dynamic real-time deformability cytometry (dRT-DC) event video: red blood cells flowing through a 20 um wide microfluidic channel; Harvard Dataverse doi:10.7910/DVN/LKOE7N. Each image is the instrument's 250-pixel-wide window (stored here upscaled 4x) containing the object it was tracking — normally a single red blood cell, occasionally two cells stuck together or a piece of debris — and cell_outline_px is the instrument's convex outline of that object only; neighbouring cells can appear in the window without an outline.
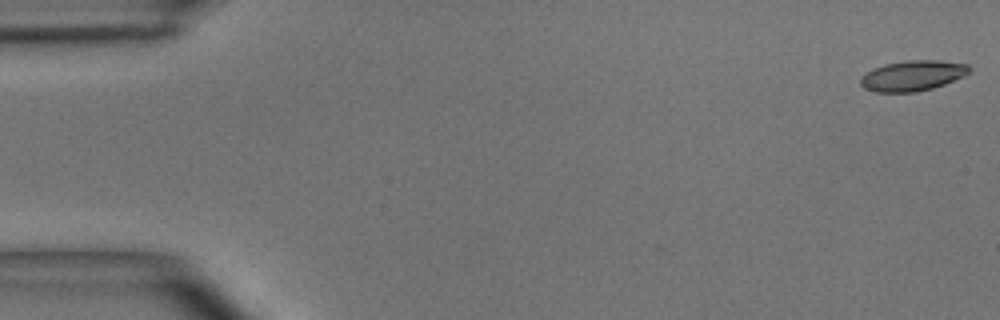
{"species": "common noctule bat (a hibernating species)", "species_latin": "Nyctalus noctula", "temperature_condition": "room temperature", "stored_images_in_passage": 50, "camera_frame_rate_fps": 3000, "um_per_image_px": 0.085, "animal": {"sex": "male", "body_mass_g": 15.6}, "frame": {"image": 1, "passage_image": 1, "time_ms": 0.0, "image_size_px": [1000, 320], "cell_outline_px": [[972, 68], [964, 76], [944, 84], [932, 88], [916, 92], [876, 92], [864, 88], [860, 84], [860, 80], [872, 68], [884, 64], [908, 60], [936, 60], [968, 64]], "centroid_in_image_um": [77.58, 6.43], "position_along_channel_um": 7.4, "area_um2": 19.19}}
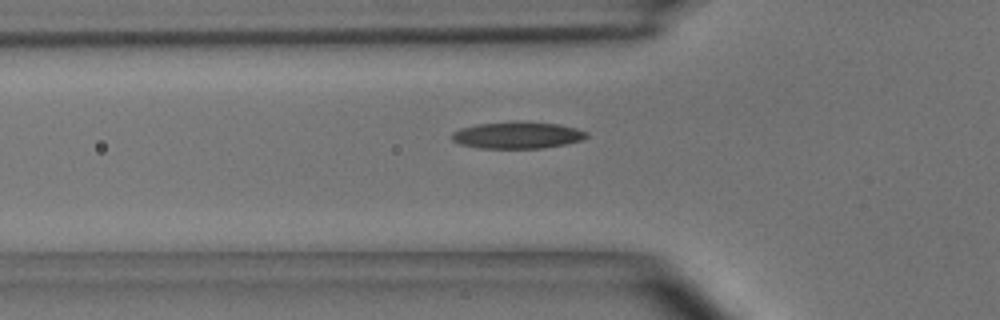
{"frame": {"image": 2, "passage_image": 17, "time_ms": 5.333, "image_size_px": [1000, 320], "cell_outline_px": [[588, 136], [584, 140], [544, 148], [480, 148], [460, 144], [452, 140], [452, 132], [460, 128], [476, 124], [512, 120], [560, 124], [576, 128], [588, 132]], "centroid_in_image_um": [43.98, 11.47], "position_along_channel_um": 81.8, "area_um2": 21.39}}
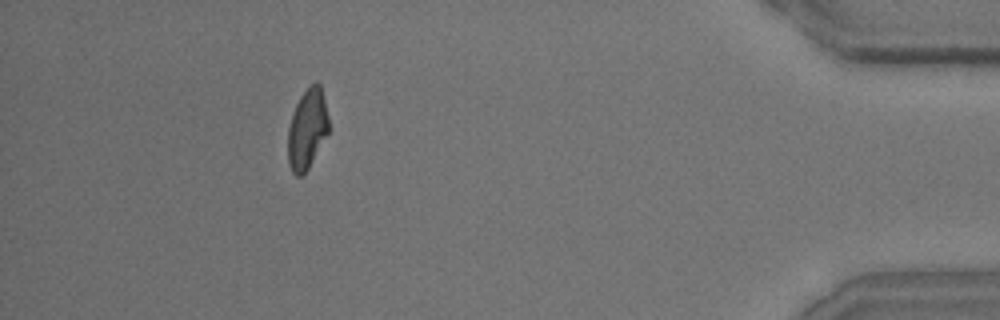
{"frame": {"image": 3, "passage_image": 46, "time_ms": 15.0, "image_size_px": [1000, 320], "cell_outline_px": [[328, 132], [308, 168], [300, 176], [296, 176], [292, 172], [288, 164], [288, 128], [296, 104], [300, 96], [312, 84], [320, 84], [328, 116]], "centroid_in_image_um": [26.09, 10.99], "position_along_channel_um": 409.1, "area_um2": 18.55}, "authors_computed_cell_mechanics": {"area_um2": 19.9988, "velocity_mm_per_s": 3.9511, "shape_relaxation_time_tau1_ms": 5.0652, "shape_relaxation_time_tau2_ms": 3.0761, "deformation_change_tau1": 0.1519, "deformation_change_tau2": 0.1039}}